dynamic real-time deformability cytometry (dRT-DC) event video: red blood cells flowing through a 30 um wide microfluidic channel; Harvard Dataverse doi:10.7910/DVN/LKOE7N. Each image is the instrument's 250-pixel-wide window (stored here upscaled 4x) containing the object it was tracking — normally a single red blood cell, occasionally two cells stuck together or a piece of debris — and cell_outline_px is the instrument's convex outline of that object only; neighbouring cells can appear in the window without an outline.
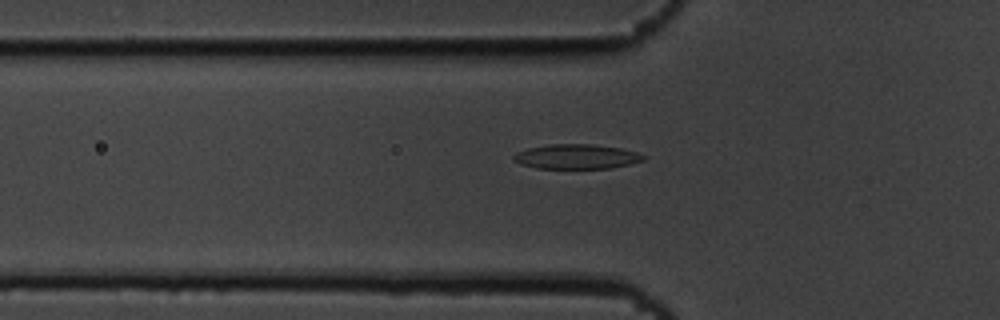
{"species": "common noctule bat (a hibernating species)", "species_latin": "Nyctalus noctula", "temperature_condition": "cold", "stored_images_in_passage": 41, "camera_frame_rate_fps": 3000, "um_per_image_px": 0.085, "animal": {"sex": "male", "body_mass_g": 19.5, "forearm_length_mm": 54.6}, "frame": {"image": 1, "passage_image": 5, "time_ms": 1.333, "image_size_px": [1000, 320], "cell_outline_px": [[648, 156], [644, 160], [612, 168], [536, 168], [520, 164], [512, 160], [512, 156], [516, 152], [528, 148], [552, 144], [592, 144], [620, 148], [636, 152]], "centroid_in_image_um": [48.99, 13.31], "position_along_channel_um": 76.8, "area_um2": 18.67}}
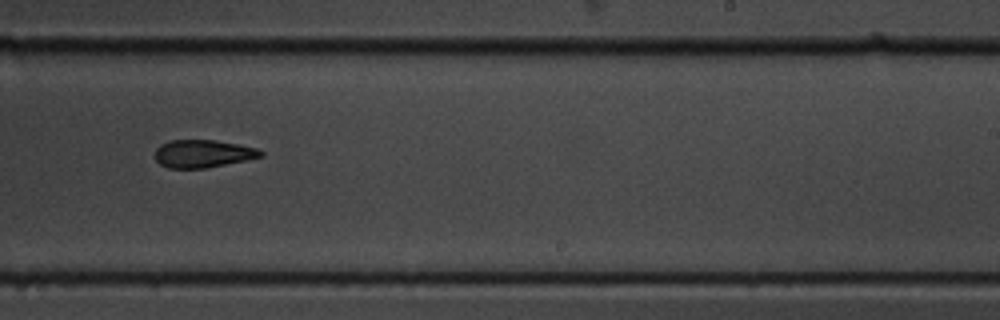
{"frame": {"image": 2, "passage_image": 21, "time_ms": 6.667, "image_size_px": [1000, 320], "cell_outline_px": [[264, 156], [204, 168], [168, 168], [160, 164], [156, 160], [156, 148], [160, 144], [168, 140], [216, 140], [240, 144], [256, 148], [264, 152]], "centroid_in_image_um": [17.24, 13.05], "position_along_channel_um": 271.8, "area_um2": 17.05}}
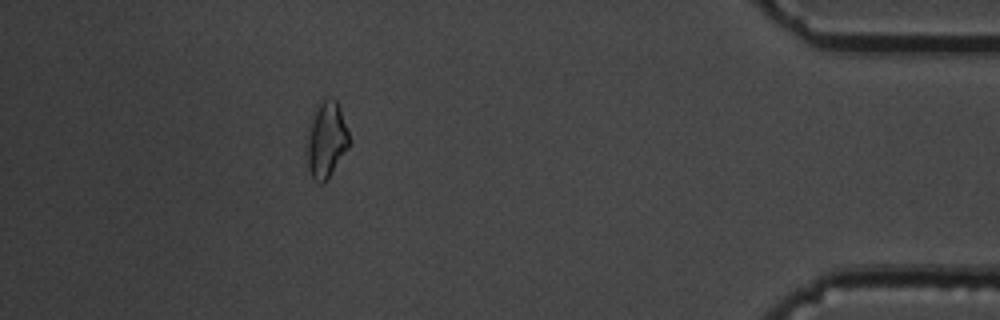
{"frame": {"image": 3, "passage_image": 36, "time_ms": 11.667, "image_size_px": [1000, 320], "cell_outline_px": [[348, 148], [324, 184], [320, 184], [312, 180], [308, 168], [304, 148], [304, 144], [308, 124], [316, 100], [324, 96], [328, 96], [336, 100], [340, 108], [348, 132]], "centroid_in_image_um": [27.65, 11.82], "position_along_channel_um": 407.6, "area_um2": 19.83}, "authors_computed_cell_mechanics": {"area_um2": 17.8602, "velocity_mm_per_s": 3.6537, "shape_relaxation_time_tau1_ms": 5.5113, "shape_relaxation_time_tau2_ms": 3.1279, "deformation_change_tau1": 0.1526, "deformation_change_tau2": 0.1048}}